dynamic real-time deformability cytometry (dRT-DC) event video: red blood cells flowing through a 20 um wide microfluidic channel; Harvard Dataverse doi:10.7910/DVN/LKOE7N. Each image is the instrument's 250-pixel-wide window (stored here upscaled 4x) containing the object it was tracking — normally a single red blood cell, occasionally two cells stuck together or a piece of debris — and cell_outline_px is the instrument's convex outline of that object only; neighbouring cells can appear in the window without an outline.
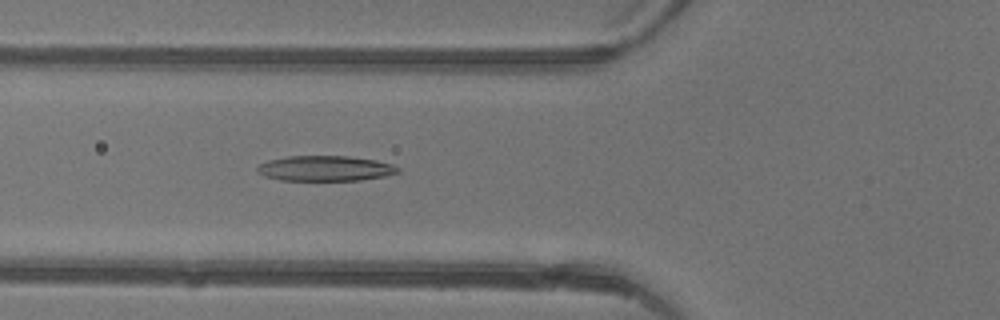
{"species": "common noctule bat (a hibernating species)", "species_latin": "Nyctalus noctula", "temperature_condition": "warm", "stored_images_in_passage": 46, "camera_frame_rate_fps": 3000, "um_per_image_px": 0.085, "animal": {"sex": "female"}, "frame": {"image": 1, "passage_image": 17, "time_ms": 5.333, "image_size_px": [1000, 320], "cell_outline_px": [[400, 172], [384, 176], [360, 180], [280, 180], [264, 176], [256, 172], [256, 168], [260, 164], [268, 160], [288, 156], [348, 156], [376, 160], [392, 164], [400, 168]], "centroid_in_image_um": [27.63, 14.31], "position_along_channel_um": 98.2, "area_um2": 20.75}}
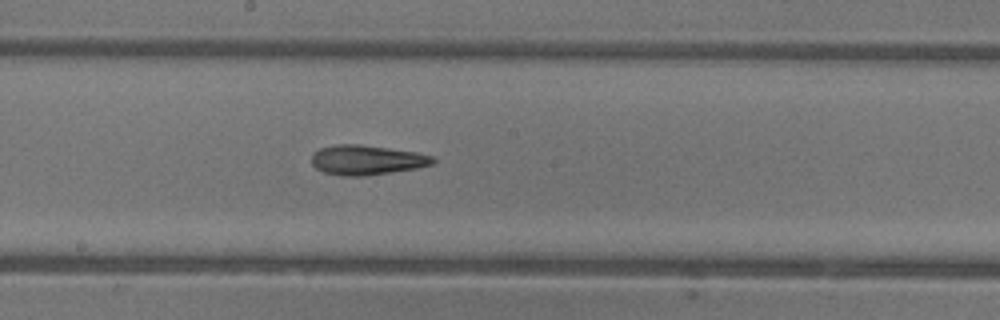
{"frame": {"image": 2, "passage_image": 25, "time_ms": 8.0, "image_size_px": [1000, 320], "cell_outline_px": [[436, 160], [432, 164], [416, 168], [364, 176], [340, 176], [324, 172], [316, 168], [312, 164], [312, 152], [320, 148], [336, 144], [360, 144], [416, 152], [432, 156]], "centroid_in_image_um": [31.13, 13.59], "position_along_channel_um": 217.1, "area_um2": 20.98}}
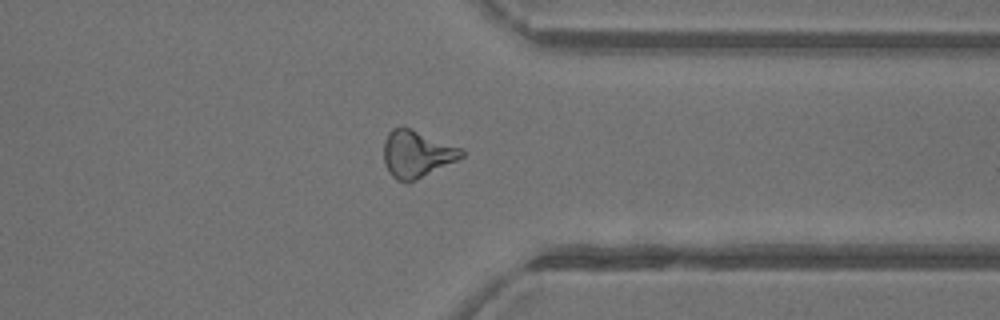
{"frame": {"image": 3, "passage_image": 36, "time_ms": 11.667, "image_size_px": [1000, 320], "cell_outline_px": [[464, 156], [416, 180], [396, 180], [388, 172], [384, 164], [384, 140], [388, 132], [392, 128], [408, 128], [464, 148]], "centroid_in_image_um": [35.41, 13.08], "position_along_channel_um": 376.0, "area_um2": 20.98}, "authors_computed_cell_mechanics": {"area_um2": 20.9814, "velocity_mm_per_s": 4.4281, "shape_relaxation_time_tau1_ms": null, "shape_relaxation_time_tau2_ms": 4.1259, "deformation_change_tau1": null, "deformation_change_tau2": 0.1587}}